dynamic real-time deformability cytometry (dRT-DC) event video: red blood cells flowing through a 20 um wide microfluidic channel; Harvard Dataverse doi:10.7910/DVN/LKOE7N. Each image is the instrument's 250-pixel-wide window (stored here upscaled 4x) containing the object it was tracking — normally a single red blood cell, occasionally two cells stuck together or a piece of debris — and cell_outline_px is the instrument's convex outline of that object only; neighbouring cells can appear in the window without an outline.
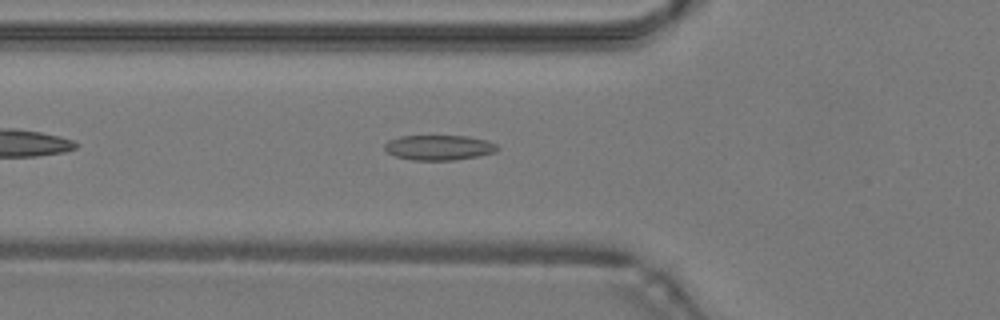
{"species": "common noctule bat (a hibernating species)", "species_latin": "Nyctalus noctula", "temperature_condition": "warm", "stored_images_in_passage": 37, "camera_frame_rate_fps": 3000, "um_per_image_px": 0.085, "animal": {"sex": "male", "body_mass_g": 19.2, "forearm_length_mm": 51.8}, "frame": {"image": 1, "passage_image": 6, "time_ms": 1.667, "image_size_px": [1000, 320], "cell_outline_px": [[500, 148], [496, 152], [480, 156], [452, 160], [412, 160], [396, 156], [388, 152], [384, 148], [384, 144], [388, 140], [400, 136], [468, 136], [484, 140], [496, 144]], "centroid_in_image_um": [37.32, 12.54], "position_along_channel_um": 88.5, "area_um2": 16.47}}
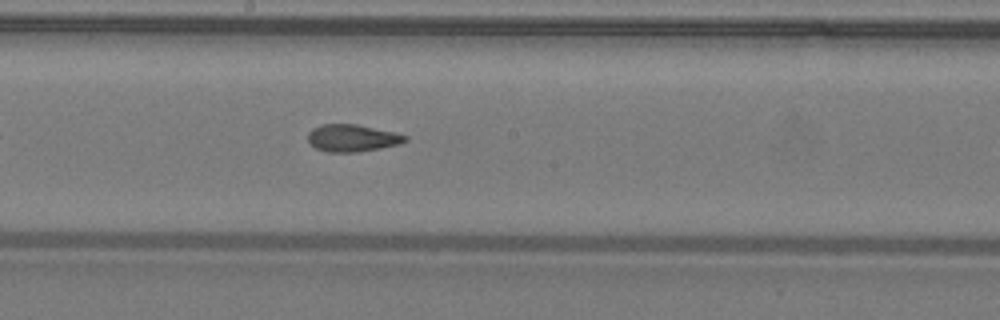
{"frame": {"image": 2, "passage_image": 15, "time_ms": 4.667, "image_size_px": [1000, 320], "cell_outline_px": [[408, 140], [400, 144], [380, 148], [356, 152], [328, 152], [316, 148], [308, 140], [308, 132], [312, 128], [320, 124], [356, 124], [392, 132], [408, 136]], "centroid_in_image_um": [29.93, 11.73], "position_along_channel_um": 218.3, "area_um2": 15.32}}
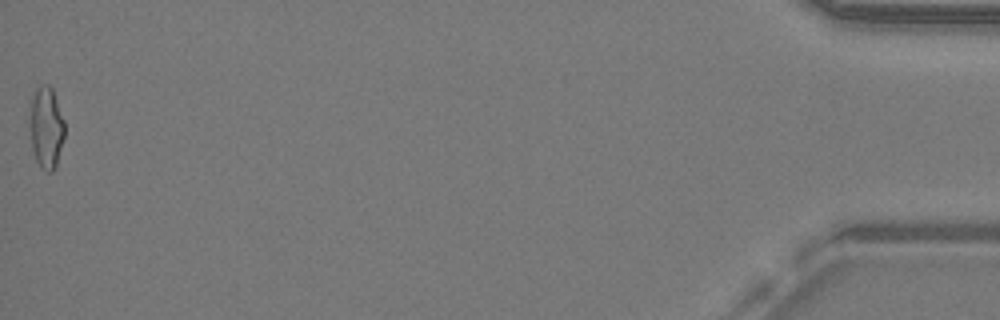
{"frame": {"image": 3, "passage_image": 37, "time_ms": 12.0, "image_size_px": [1000, 320], "cell_outline_px": [[64, 136], [56, 168], [52, 172], [48, 172], [40, 168], [36, 160], [32, 148], [28, 124], [28, 120], [32, 100], [36, 88], [44, 84], [48, 84], [52, 88], [64, 120]], "centroid_in_image_um": [3.91, 10.87], "position_along_channel_um": 431.3, "area_um2": 16.82}, "authors_computed_cell_mechanics": {"area_um2": 15.606, "velocity_mm_per_s": 4.2986, "shape_relaxation_time_tau1_ms": null, "shape_relaxation_time_tau2_ms": 2.3004, "deformation_change_tau1": null, "deformation_change_tau2": 0.0905}}